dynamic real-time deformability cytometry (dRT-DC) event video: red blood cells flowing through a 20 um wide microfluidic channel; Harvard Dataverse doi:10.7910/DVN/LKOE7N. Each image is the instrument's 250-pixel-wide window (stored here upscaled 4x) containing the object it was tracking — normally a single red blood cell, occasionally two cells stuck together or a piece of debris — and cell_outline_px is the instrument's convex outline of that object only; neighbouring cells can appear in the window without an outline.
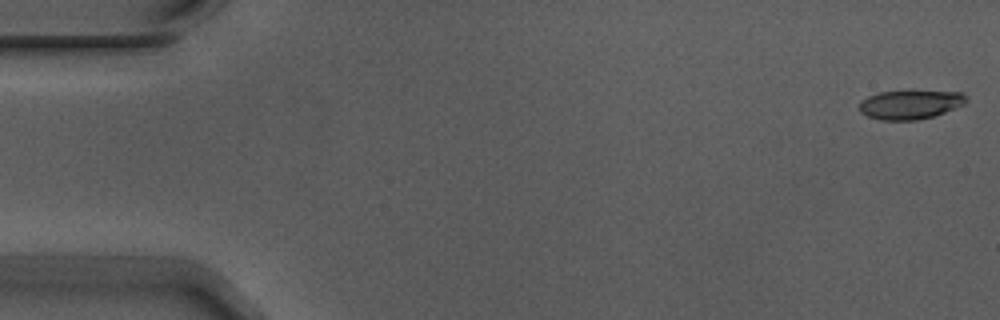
{"species": "Egyptian fruit bat (a non-hibernating species)", "species_latin": "Rousettus aegyptiacus", "temperature_condition": "warm", "stored_images_in_passage": 6, "camera_frame_rate_fps": 3000, "um_per_image_px": 0.085, "animal": {"sex": "male"}, "frame": {"image": 1, "passage_image": 1, "time_ms": 0.0, "image_size_px": [1000, 320], "cell_outline_px": [[968, 100], [964, 104], [944, 112], [932, 116], [916, 120], [880, 120], [868, 116], [860, 112], [860, 100], [868, 96], [880, 92], [960, 92], [968, 96]], "centroid_in_image_um": [77.35, 8.9], "position_along_channel_um": 7.6, "area_um2": 17.69}}
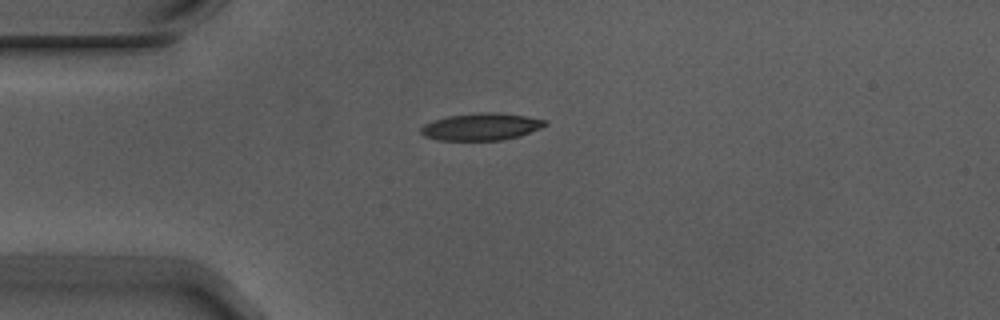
{"frame": {"image": 2, "passage_image": 4, "time_ms": 1.0, "image_size_px": [1000, 320], "cell_outline_px": [[548, 124], [540, 128], [520, 136], [504, 140], [440, 140], [424, 136], [420, 132], [420, 128], [424, 124], [432, 120], [448, 116], [480, 112], [496, 112], [528, 116], [548, 120]], "centroid_in_image_um": [40.92, 10.76], "position_along_channel_um": 44.1, "area_um2": 19.83}}
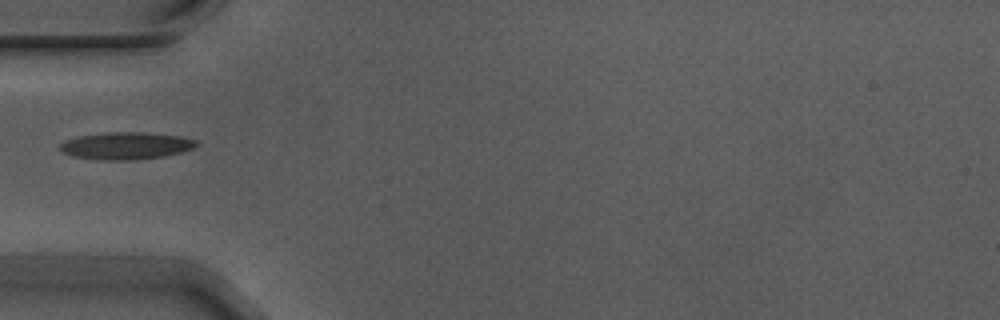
{"frame": {"image": 3, "passage_image": 5, "time_ms": 1.333, "image_size_px": [1000, 320], "cell_outline_px": [[200, 144], [192, 148], [180, 152], [164, 156], [132, 160], [100, 160], [72, 156], [64, 152], [60, 148], [60, 144], [68, 140], [80, 136], [108, 132], [136, 132], [180, 136], [196, 140]], "centroid_in_image_um": [10.73, 12.39], "position_along_channel_um": 74.3, "area_um2": 21.33}}